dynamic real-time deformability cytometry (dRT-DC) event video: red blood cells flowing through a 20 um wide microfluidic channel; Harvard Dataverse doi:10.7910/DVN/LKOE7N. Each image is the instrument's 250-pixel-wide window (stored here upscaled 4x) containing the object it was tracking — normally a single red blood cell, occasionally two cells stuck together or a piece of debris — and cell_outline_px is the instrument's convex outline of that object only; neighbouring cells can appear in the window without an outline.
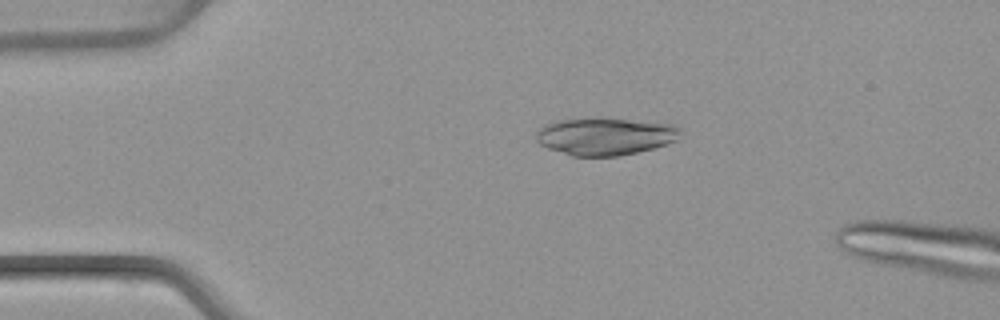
{"species": "common noctule bat (a hibernating species)", "species_latin": "Nyctalus noctula", "temperature_condition": "warm", "stored_images_in_passage": 16, "camera_frame_rate_fps": 3000, "um_per_image_px": 0.085, "animal": {"sex": "female", "body_mass_g": 22.7, "forearm_length_mm": 54.2}, "frame": {"image": 1, "passage_image": 10, "time_ms": 3.0, "image_size_px": [1000, 320], "cell_outline_px": [[680, 128], [676, 140], [668, 144], [620, 156], [572, 156], [548, 148], [540, 144], [536, 140], [536, 132], [544, 124], [556, 120], [600, 116], [676, 124]], "centroid_in_image_um": [51.42, 11.55], "position_along_channel_um": 33.6, "area_um2": 32.08}}